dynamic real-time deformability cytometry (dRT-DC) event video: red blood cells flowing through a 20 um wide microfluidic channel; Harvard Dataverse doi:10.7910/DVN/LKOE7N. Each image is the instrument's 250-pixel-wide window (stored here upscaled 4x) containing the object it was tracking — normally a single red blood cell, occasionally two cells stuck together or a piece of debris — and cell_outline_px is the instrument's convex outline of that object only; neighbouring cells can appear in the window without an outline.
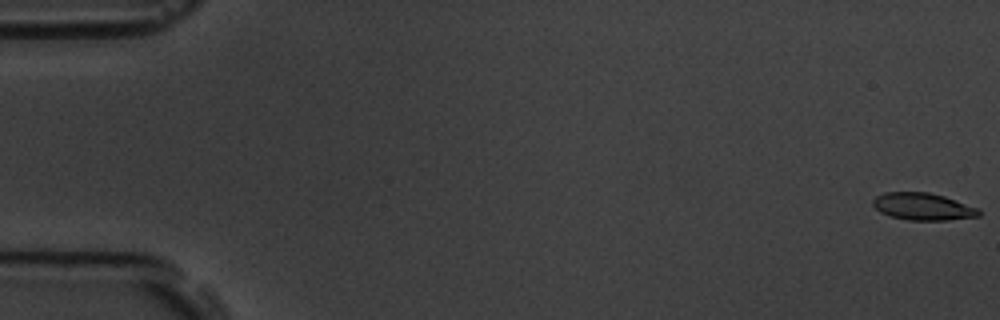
{"species": "common noctule bat (a hibernating species)", "species_latin": "Nyctalus noctula", "temperature_condition": "room temperature", "stored_images_in_passage": 5, "camera_frame_rate_fps": 3000, "um_per_image_px": 0.085, "animal": {"sex": "male", "body_mass_g": 19.5, "forearm_length_mm": 54.6}, "frame": {"image": 1, "passage_image": 1, "time_ms": 0.0, "image_size_px": [1000, 320], "cell_outline_px": [[980, 216], [948, 220], [908, 220], [892, 216], [880, 212], [872, 204], [872, 200], [876, 196], [884, 192], [928, 192], [944, 196], [980, 208]], "centroid_in_image_um": [78.46, 17.55], "position_along_channel_um": 6.5, "area_um2": 16.82}}
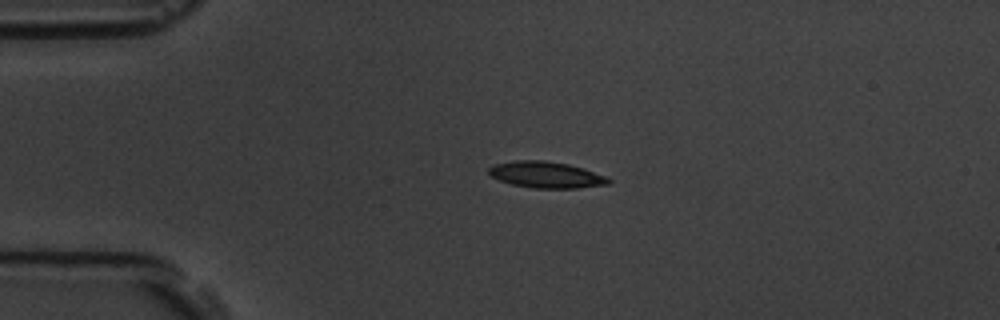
{"frame": {"image": 2, "passage_image": 4, "time_ms": 4.333, "image_size_px": [1000, 320], "cell_outline_px": [[612, 180], [608, 184], [576, 188], [532, 188], [512, 184], [500, 180], [492, 176], [488, 172], [488, 168], [492, 164], [516, 160], [544, 160], [568, 164], [584, 168], [604, 176]], "centroid_in_image_um": [46.39, 14.84], "position_along_channel_um": 38.6, "area_um2": 18.32}}